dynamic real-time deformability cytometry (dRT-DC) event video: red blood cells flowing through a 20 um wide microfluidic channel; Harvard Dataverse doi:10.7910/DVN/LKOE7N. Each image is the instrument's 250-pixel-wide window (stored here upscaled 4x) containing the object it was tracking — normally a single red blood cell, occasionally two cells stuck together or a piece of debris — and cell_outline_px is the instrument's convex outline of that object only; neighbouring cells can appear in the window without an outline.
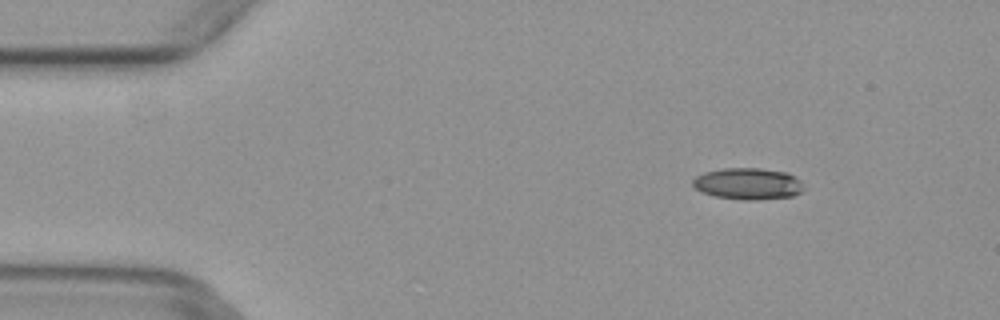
{"species": "common noctule bat (a hibernating species)", "species_latin": "Nyctalus noctula", "temperature_condition": "warm", "stored_images_in_passage": 4, "camera_frame_rate_fps": 3000, "um_per_image_px": 0.085, "animal": {"sex": "female", "body_mass_g": 29.2, "forearm_length_mm": 56.3}, "frame": {"image": 1, "passage_image": 2, "time_ms": 0.333, "image_size_px": [1000, 320], "cell_outline_px": [[804, 192], [792, 196], [756, 200], [744, 200], [716, 196], [704, 192], [696, 188], [692, 184], [692, 180], [696, 176], [704, 172], [724, 168], [760, 168], [788, 172], [796, 176], [800, 180], [804, 188]], "centroid_in_image_um": [63.63, 15.61], "position_along_channel_um": 21.4, "area_um2": 20.52}}